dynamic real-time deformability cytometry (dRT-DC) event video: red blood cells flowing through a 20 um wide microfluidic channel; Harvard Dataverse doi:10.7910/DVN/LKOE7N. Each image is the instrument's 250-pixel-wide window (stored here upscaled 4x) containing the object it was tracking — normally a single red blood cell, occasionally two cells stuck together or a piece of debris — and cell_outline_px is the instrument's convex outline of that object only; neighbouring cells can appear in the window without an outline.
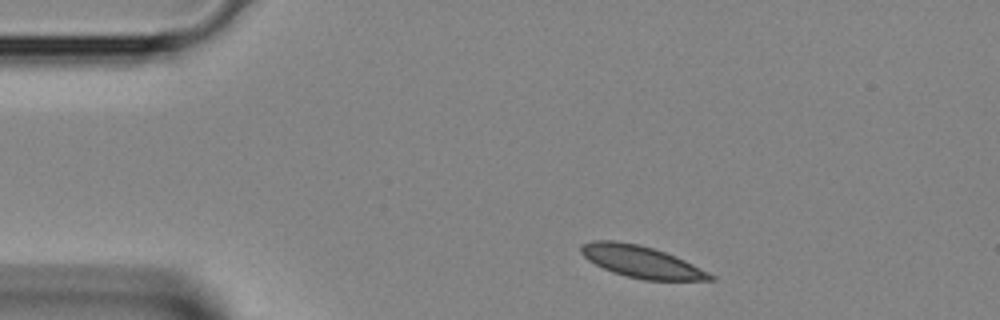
{"species": "Egyptian fruit bat (a non-hibernating species)", "species_latin": "Rousettus aegyptiacus", "temperature_condition": "room temperature", "stored_images_in_passage": 2, "camera_frame_rate_fps": 3000, "um_per_image_px": 0.085, "animal": {"sex": "female"}, "frame": {"image": 1, "passage_image": 1, "time_ms": 0.0, "image_size_px": [1000, 320], "cell_outline_px": [[716, 280], [644, 280], [612, 272], [588, 260], [580, 252], [580, 244], [592, 240], [616, 240], [640, 244], [676, 256], [716, 276]], "centroid_in_image_um": [54.49, 22.23], "position_along_channel_um": 30.5, "area_um2": 23.93}}